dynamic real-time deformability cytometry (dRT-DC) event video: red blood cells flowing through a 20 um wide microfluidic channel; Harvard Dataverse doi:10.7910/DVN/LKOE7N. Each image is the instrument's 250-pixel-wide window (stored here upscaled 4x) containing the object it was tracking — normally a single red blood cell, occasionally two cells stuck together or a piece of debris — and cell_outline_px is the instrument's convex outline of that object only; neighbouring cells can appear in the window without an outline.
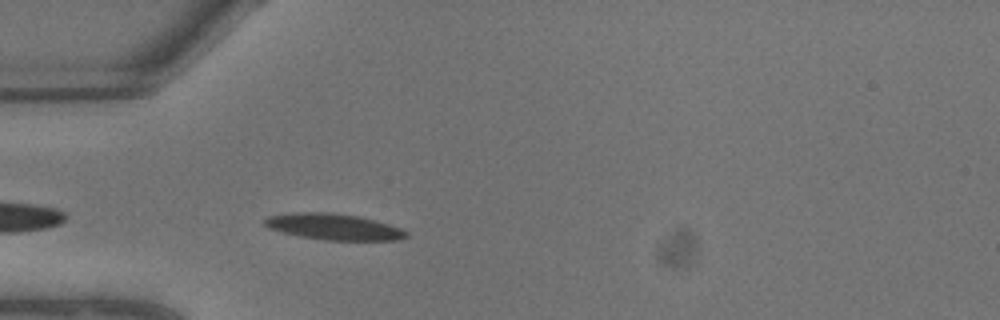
{"species": "common noctule bat (a hibernating species)", "species_latin": "Nyctalus noctula", "temperature_condition": "warm", "stored_images_in_passage": 5, "camera_frame_rate_fps": 3000, "um_per_image_px": 0.085, "animal": {"sex": "male", "body_mass_g": 13.3}, "frame": {"image": 1, "passage_image": 5, "time_ms": 1.333, "image_size_px": [1000, 320], "cell_outline_px": [[408, 236], [400, 240], [324, 240], [300, 236], [280, 232], [268, 228], [260, 220], [268, 216], [292, 212], [332, 212], [360, 216], [376, 220], [400, 228], [408, 232]], "centroid_in_image_um": [28.32, 19.26], "position_along_channel_um": 56.7, "area_um2": 21.91}}